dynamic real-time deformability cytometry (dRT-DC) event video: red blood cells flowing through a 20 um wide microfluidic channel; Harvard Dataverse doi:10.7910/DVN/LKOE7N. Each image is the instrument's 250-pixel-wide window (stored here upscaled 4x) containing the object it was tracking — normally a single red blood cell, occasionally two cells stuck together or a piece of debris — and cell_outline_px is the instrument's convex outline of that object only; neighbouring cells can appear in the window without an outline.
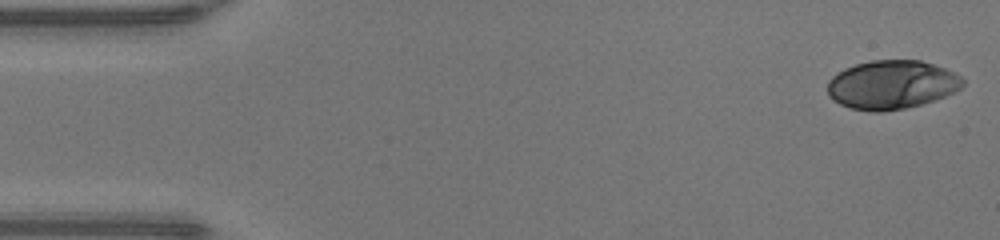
{"species": "human", "species_latin": "Homo sapiens", "temperature_condition": "warm", "stored_images_in_passage": 48, "camera_frame_rate_fps": 3000, "um_per_image_px": 0.085, "donor": {"sex": "male"}, "frame": {"image": 1, "passage_image": 1, "time_ms": 0.0, "image_size_px": [1000, 240], "cell_outline_px": [[964, 84], [960, 88], [936, 100], [904, 108], [884, 112], [872, 112], [852, 108], [840, 104], [828, 96], [828, 80], [832, 76], [844, 68], [856, 64], [872, 60], [920, 60], [944, 68], [960, 76], [964, 80]], "centroid_in_image_um": [75.77, 7.2], "position_along_channel_um": 9.2, "area_um2": 38.32}}
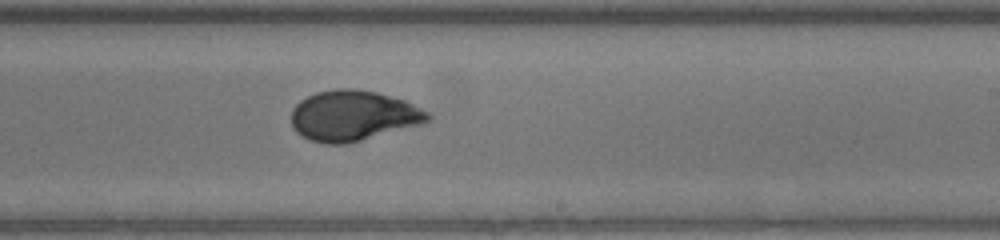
{"frame": {"image": 2, "passage_image": 28, "time_ms": 9.0, "image_size_px": [1000, 240], "cell_outline_px": [[432, 120], [424, 124], [344, 144], [324, 144], [312, 140], [296, 132], [292, 128], [292, 108], [300, 100], [316, 92], [340, 88], [352, 88], [376, 92], [404, 100], [428, 112], [432, 116]], "centroid_in_image_um": [30.03, 9.83], "position_along_channel_um": 259.0, "area_um2": 40.06}}
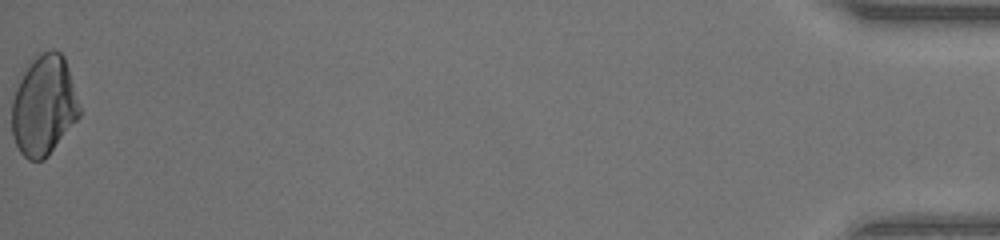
{"frame": {"image": 3, "passage_image": 48, "time_ms": 15.667, "image_size_px": [1000, 240], "cell_outline_px": [[80, 116], [48, 156], [44, 160], [28, 160], [20, 152], [12, 136], [12, 100], [16, 88], [24, 72], [40, 52], [52, 48], [60, 52], [64, 56], [68, 68], [80, 108]], "centroid_in_image_um": [3.72, 8.99], "position_along_channel_um": 431.5, "area_um2": 39.13}, "authors_computed_cell_mechanics": {"area_um2": 38.8705, "velocity_mm_per_s": 4.2679, "shape_relaxation_time_tau1_ms": 6.5088, "shape_relaxation_time_tau2_ms": null, "deformation_change_tau1": 0.2674, "deformation_change_tau2": null}}